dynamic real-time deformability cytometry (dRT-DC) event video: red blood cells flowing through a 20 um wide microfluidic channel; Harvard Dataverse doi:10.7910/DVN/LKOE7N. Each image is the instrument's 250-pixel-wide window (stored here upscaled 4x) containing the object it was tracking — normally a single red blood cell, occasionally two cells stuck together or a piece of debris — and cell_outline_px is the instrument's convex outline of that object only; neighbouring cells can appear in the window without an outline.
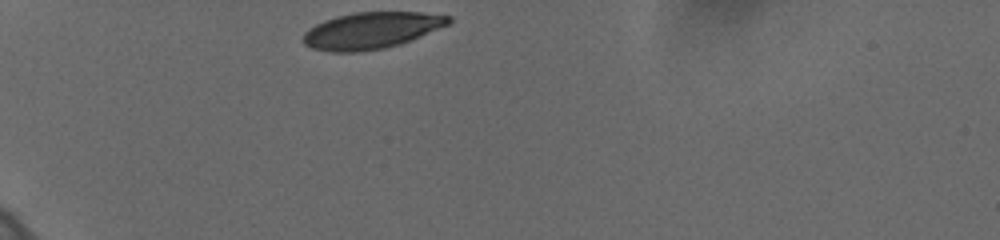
{"species": "human", "species_latin": "Homo sapiens", "temperature_condition": "cold", "stored_images_in_passage": 33, "camera_frame_rate_fps": 3000, "um_per_image_px": 0.085, "donor": {"sex": "female"}, "frame": {"image": 1, "passage_image": 1, "time_ms": 0.0, "image_size_px": [1000, 240], "cell_outline_px": [[452, 24], [400, 44], [384, 48], [360, 52], [328, 52], [312, 48], [304, 44], [304, 32], [308, 28], [324, 20], [336, 16], [356, 12], [420, 12], [452, 16]], "centroid_in_image_um": [31.59, 2.59], "position_along_channel_um": 53.4, "area_um2": 31.21}}
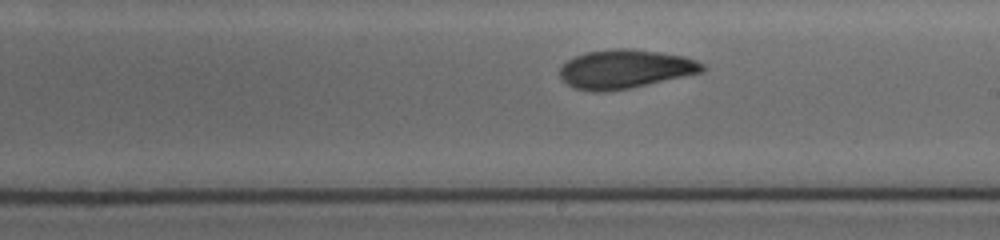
{"frame": {"image": 2, "passage_image": 19, "time_ms": 6.0, "image_size_px": [1000, 240], "cell_outline_px": [[708, 68], [704, 72], [628, 88], [604, 92], [592, 92], [572, 88], [560, 80], [560, 68], [568, 60], [576, 56], [588, 52], [616, 48], [624, 48], [660, 52], [684, 56], [696, 60], [704, 64]], "centroid_in_image_um": [53.13, 5.88], "position_along_channel_um": 235.9, "area_um2": 32.31}}
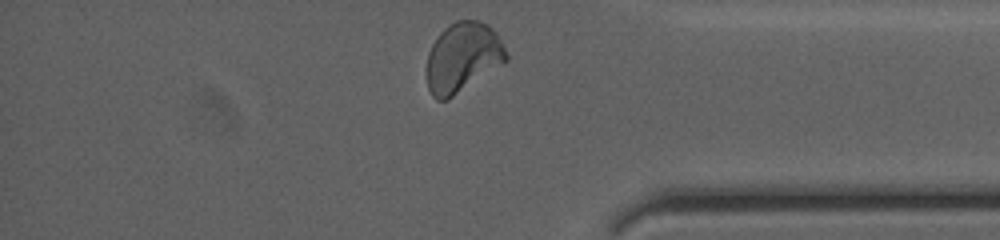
{"frame": {"image": 3, "passage_image": 33, "time_ms": 10.667, "image_size_px": [1000, 240], "cell_outline_px": [[508, 60], [448, 100], [436, 100], [432, 96], [428, 88], [428, 52], [432, 44], [440, 32], [444, 28], [456, 20], [480, 20], [488, 24], [496, 32], [508, 56]], "centroid_in_image_um": [39.33, 4.87], "position_along_channel_um": 395.9, "area_um2": 32.14}, "authors_computed_cell_mechanics": {"area_um2": 31.9056, "velocity_mm_per_s": 3.6144, "shape_relaxation_time_tau1_ms": 3.5057, "shape_relaxation_time_tau2_ms": 2.2747, "deformation_change_tau1": 0.1251, "deformation_change_tau2": 0.0667}}